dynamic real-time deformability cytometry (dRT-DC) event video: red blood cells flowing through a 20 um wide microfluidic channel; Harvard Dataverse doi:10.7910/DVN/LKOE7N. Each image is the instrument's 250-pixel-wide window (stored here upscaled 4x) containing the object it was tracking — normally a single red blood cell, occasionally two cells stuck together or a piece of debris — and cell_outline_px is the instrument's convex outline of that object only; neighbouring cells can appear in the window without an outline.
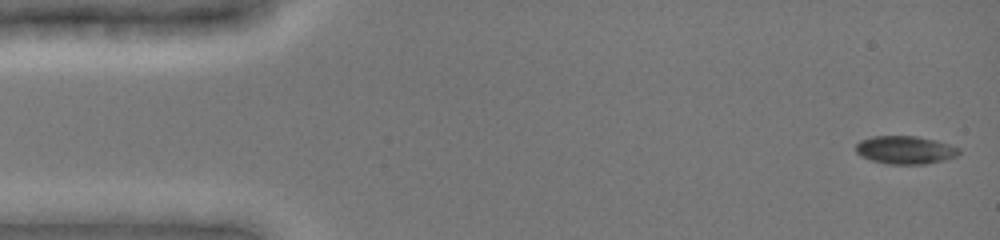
{"species": "common noctule bat (a hibernating species)", "species_latin": "Nyctalus noctula", "temperature_condition": "cold", "stored_images_in_passage": 48, "camera_frame_rate_fps": 3000, "um_per_image_px": 0.085, "animal": {"sex": "female", "body_mass_g": 19.0, "forearm_length_mm": 51.5}, "frame": {"image": 1, "passage_image": 1, "time_ms": 0.0, "image_size_px": [1000, 240], "cell_outline_px": [[960, 152], [956, 156], [944, 160], [924, 164], [888, 164], [872, 160], [860, 156], [856, 152], [856, 144], [860, 140], [872, 136], [916, 136], [936, 140], [960, 148]], "centroid_in_image_um": [76.93, 12.74], "position_along_channel_um": 8.1, "area_um2": 16.88}}
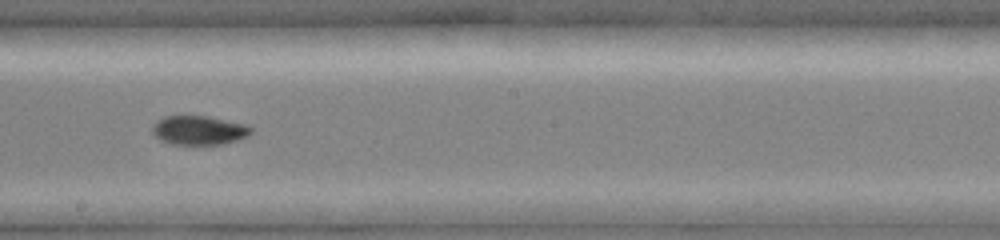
{"frame": {"image": 2, "passage_image": 27, "time_ms": 8.667, "image_size_px": [1000, 240], "cell_outline_px": [[252, 132], [236, 140], [220, 144], [172, 144], [160, 140], [152, 132], [152, 124], [156, 120], [164, 116], [208, 116], [244, 124], [252, 128]], "centroid_in_image_um": [16.85, 11.06], "position_along_channel_um": 231.4, "area_um2": 16.53}}
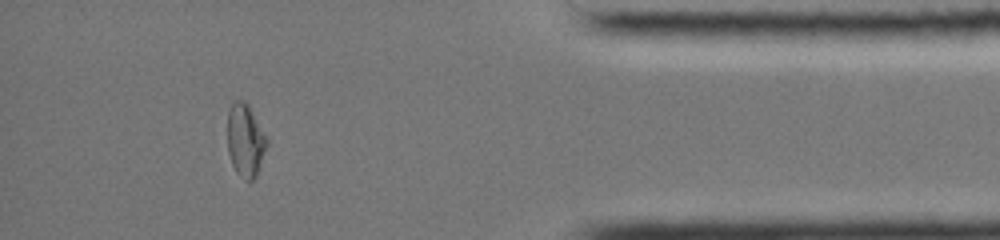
{"frame": {"image": 3, "passage_image": 43, "time_ms": 14.0, "image_size_px": [1000, 240], "cell_outline_px": [[268, 144], [256, 176], [252, 180], [244, 180], [236, 172], [232, 164], [228, 152], [228, 108], [232, 100], [244, 100], [248, 104], [268, 140]], "centroid_in_image_um": [20.84, 11.91], "position_along_channel_um": 414.4, "area_um2": 16.76}, "authors_computed_cell_mechanics": {"area_um2": 16.8776, "velocity_mm_per_s": 3.9551, "shape_relaxation_time_tau1_ms": 9.0557, "shape_relaxation_time_tau2_ms": 3.4339, "deformation_change_tau1": 0.2236, "deformation_change_tau2": 0.0518}}